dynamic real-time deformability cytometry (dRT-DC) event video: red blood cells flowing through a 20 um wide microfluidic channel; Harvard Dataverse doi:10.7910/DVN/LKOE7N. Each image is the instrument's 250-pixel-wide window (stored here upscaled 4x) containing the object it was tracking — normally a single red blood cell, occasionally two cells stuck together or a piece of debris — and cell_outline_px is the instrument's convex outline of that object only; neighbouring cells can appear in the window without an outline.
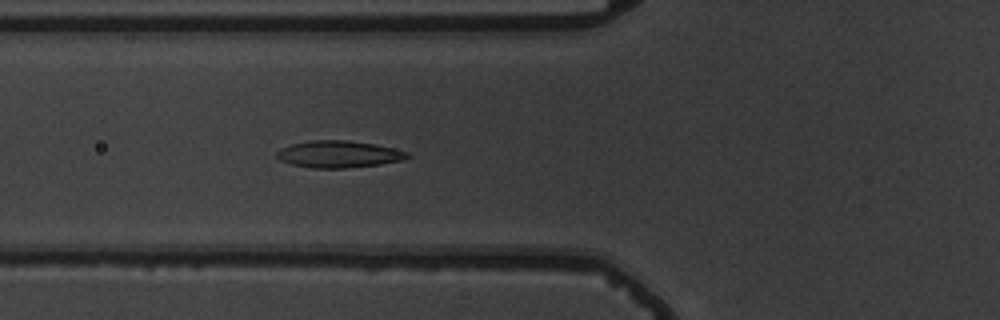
{"species": "common noctule bat (a hibernating species)", "species_latin": "Nyctalus noctula", "temperature_condition": "warm", "stored_images_in_passage": 5, "camera_frame_rate_fps": 3000, "um_per_image_px": 0.085, "animal": {"sex": "male", "body_mass_g": 19.5, "forearm_length_mm": 54.6}, "frame": {"image": 1, "passage_image": 5, "time_ms": 5.333, "image_size_px": [1000, 320], "cell_outline_px": [[412, 156], [404, 160], [380, 164], [344, 168], [312, 168], [292, 164], [280, 160], [276, 156], [276, 152], [280, 148], [292, 144], [308, 140], [348, 140], [372, 144], [392, 148], [408, 152]], "centroid_in_image_um": [28.78, 13.1], "position_along_channel_um": 97.0, "area_um2": 20.46}}